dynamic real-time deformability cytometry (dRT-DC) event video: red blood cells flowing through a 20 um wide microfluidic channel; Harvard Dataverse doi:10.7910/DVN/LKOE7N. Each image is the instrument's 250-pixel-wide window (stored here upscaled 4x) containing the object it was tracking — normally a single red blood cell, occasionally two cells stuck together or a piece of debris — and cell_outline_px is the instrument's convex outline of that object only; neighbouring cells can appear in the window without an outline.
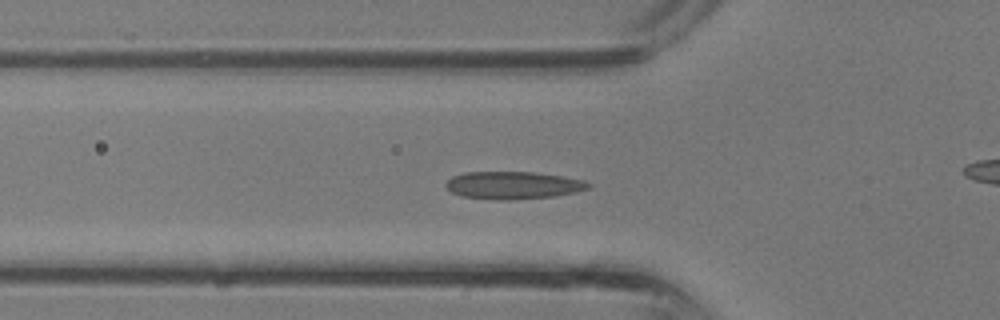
{"species": "common noctule bat (a hibernating species)", "species_latin": "Nyctalus noctula", "temperature_condition": "room temperature", "stored_images_in_passage": 28, "camera_frame_rate_fps": 3000, "um_per_image_px": 0.085, "animal": {"sex": "male", "body_mass_g": 13.3}, "frame": {"image": 1, "passage_image": 3, "time_ms": 0.667, "image_size_px": [1000, 320], "cell_outline_px": [[592, 184], [588, 188], [576, 192], [556, 196], [512, 200], [496, 200], [460, 196], [452, 192], [444, 184], [452, 176], [464, 172], [532, 172], [560, 176], [584, 180]], "centroid_in_image_um": [43.6, 15.75], "position_along_channel_um": 82.2, "area_um2": 22.95}}
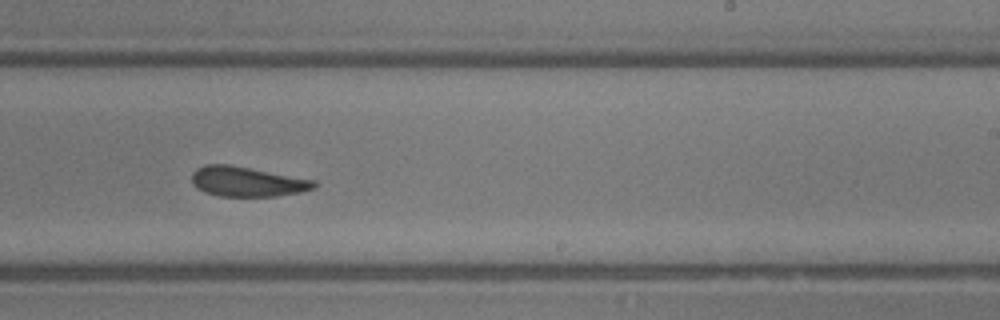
{"frame": {"image": 2, "passage_image": 13, "time_ms": 4.0, "image_size_px": [1000, 320], "cell_outline_px": [[316, 188], [300, 192], [276, 196], [220, 196], [204, 192], [196, 188], [192, 184], [192, 172], [196, 168], [204, 164], [228, 164], [316, 180]], "centroid_in_image_um": [20.98, 15.43], "position_along_channel_um": 268.0, "area_um2": 21.39}}
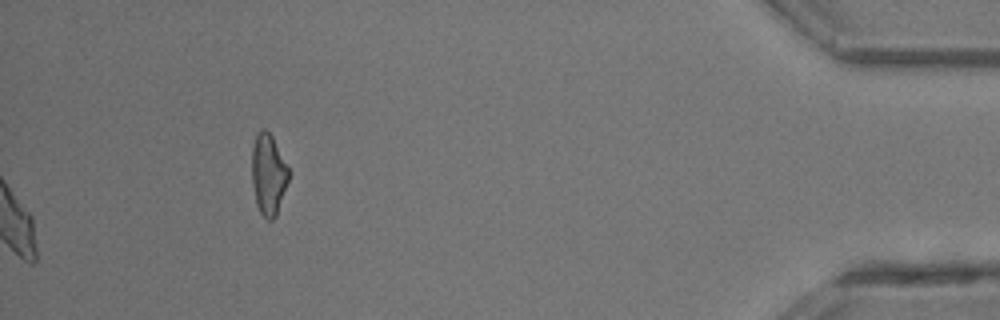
{"frame": {"image": 3, "passage_image": 28, "time_ms": 9.0, "image_size_px": [1000, 320], "cell_outline_px": [[288, 180], [276, 216], [272, 220], [268, 220], [260, 212], [256, 204], [252, 184], [252, 148], [256, 132], [264, 128], [272, 136], [288, 168]], "centroid_in_image_um": [22.78, 14.82], "position_along_channel_um": 412.4, "area_um2": 17.17}}